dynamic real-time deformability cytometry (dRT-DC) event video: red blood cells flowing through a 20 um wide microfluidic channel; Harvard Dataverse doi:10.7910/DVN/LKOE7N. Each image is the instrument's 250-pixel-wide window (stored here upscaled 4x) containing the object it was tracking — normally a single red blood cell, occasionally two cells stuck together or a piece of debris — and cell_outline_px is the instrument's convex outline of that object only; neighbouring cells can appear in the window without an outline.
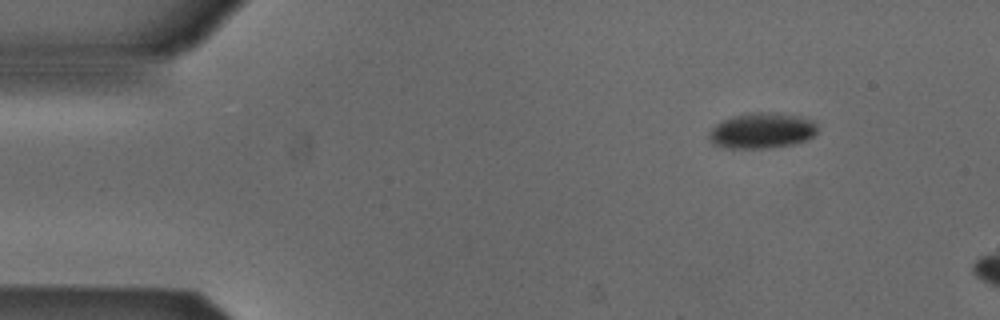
{"species": "Egyptian fruit bat (a non-hibernating species)", "species_latin": "Rousettus aegyptiacus", "temperature_condition": "cold", "stored_images_in_passage": 6, "camera_frame_rate_fps": 3000, "um_per_image_px": 0.085, "animal": {"sex": "male"}, "frame": {"image": 1, "passage_image": 1, "time_ms": 0.0, "image_size_px": [1000, 320], "cell_outline_px": [[816, 132], [812, 136], [804, 140], [792, 144], [760, 148], [728, 148], [712, 144], [708, 136], [712, 128], [716, 124], [732, 116], [760, 112], [796, 116], [812, 120], [816, 124]], "centroid_in_image_um": [64.71, 11.12], "position_along_channel_um": 20.3, "area_um2": 21.85}}